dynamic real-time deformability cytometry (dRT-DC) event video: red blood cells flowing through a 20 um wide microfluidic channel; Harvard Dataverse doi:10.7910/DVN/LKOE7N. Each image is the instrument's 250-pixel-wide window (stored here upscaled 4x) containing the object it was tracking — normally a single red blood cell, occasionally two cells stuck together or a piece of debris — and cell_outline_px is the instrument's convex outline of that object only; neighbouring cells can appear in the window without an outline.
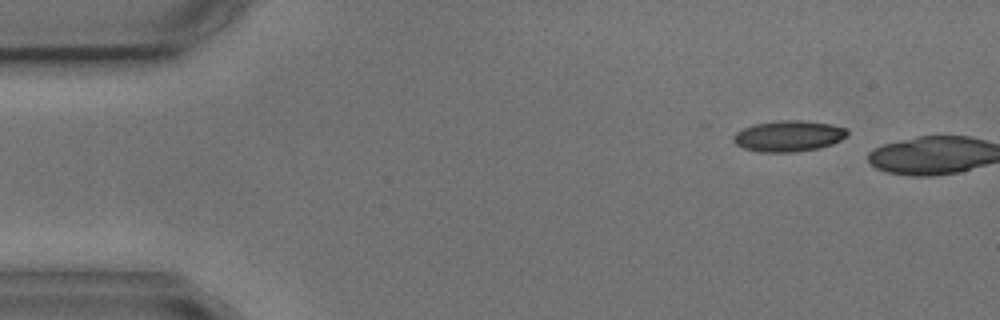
{"species": "common noctule bat (a hibernating species)", "species_latin": "Nyctalus noctula", "temperature_condition": "cold", "stored_images_in_passage": 2, "camera_frame_rate_fps": 3000, "um_per_image_px": 0.085, "animal": {"sex": "male", "body_mass_g": 17.9, "forearm_length_mm": 54.2}, "frame": {"image": 1, "passage_image": 1, "time_ms": 0.0, "image_size_px": [1000, 320], "cell_outline_px": [[848, 136], [832, 144], [820, 148], [796, 152], [760, 152], [744, 148], [736, 144], [732, 140], [732, 136], [736, 132], [744, 128], [756, 124], [776, 120], [804, 120], [828, 124], [848, 128]], "centroid_in_image_um": [67.04, 11.56], "position_along_channel_um": 18.0, "area_um2": 20.69}}